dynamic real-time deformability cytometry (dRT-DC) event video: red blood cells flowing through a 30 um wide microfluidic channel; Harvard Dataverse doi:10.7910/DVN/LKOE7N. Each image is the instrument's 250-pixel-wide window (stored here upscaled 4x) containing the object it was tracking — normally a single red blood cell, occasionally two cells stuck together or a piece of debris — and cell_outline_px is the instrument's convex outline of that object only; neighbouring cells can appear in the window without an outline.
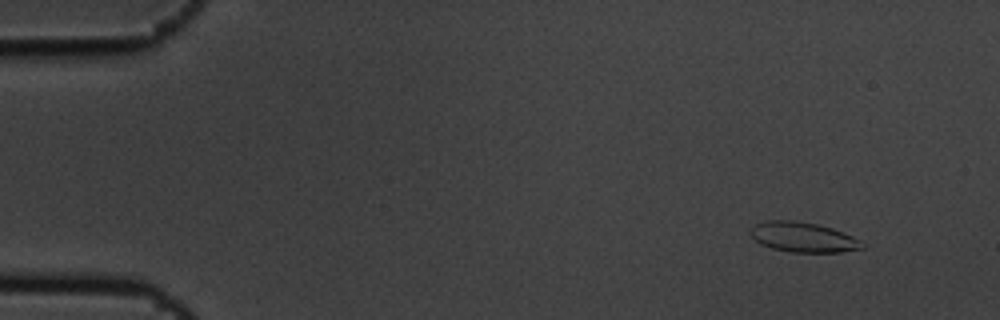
{"species": "common noctule bat (a hibernating species)", "species_latin": "Nyctalus noctula", "temperature_condition": "cold", "stored_images_in_passage": 4, "camera_frame_rate_fps": 3000, "um_per_image_px": 0.085, "animal": {"sex": "male", "body_mass_g": 19.5, "forearm_length_mm": 54.6}, "frame": {"image": 1, "passage_image": 1, "time_ms": 0.0, "image_size_px": [1000, 320], "cell_outline_px": [[864, 248], [840, 252], [792, 252], [772, 248], [760, 244], [748, 232], [756, 224], [768, 220], [796, 220], [816, 224], [832, 228], [852, 236], [860, 240]], "centroid_in_image_um": [68.24, 20.15], "position_along_channel_um": 16.8, "area_um2": 19.36}}